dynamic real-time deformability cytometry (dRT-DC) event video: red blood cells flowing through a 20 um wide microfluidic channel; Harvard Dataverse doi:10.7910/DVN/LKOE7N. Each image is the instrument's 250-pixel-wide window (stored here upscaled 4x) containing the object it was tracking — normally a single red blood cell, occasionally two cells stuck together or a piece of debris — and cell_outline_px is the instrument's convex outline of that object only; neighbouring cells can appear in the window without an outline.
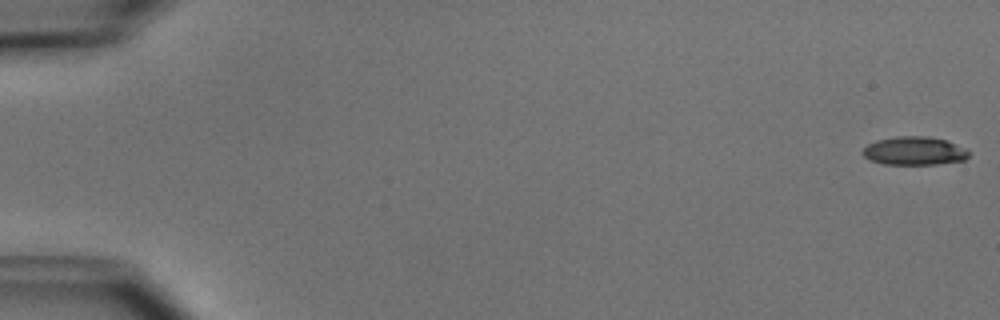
{"species": "common noctule bat (a hibernating species)", "species_latin": "Nyctalus noctula", "temperature_condition": "cold", "stored_images_in_passage": 6, "camera_frame_rate_fps": 3000, "um_per_image_px": 0.085, "animal": {"sex": "male", "body_mass_g": 15.6}, "frame": {"image": 1, "passage_image": 1, "time_ms": 0.0, "image_size_px": [1000, 320], "cell_outline_px": [[968, 156], [964, 160], [936, 164], [884, 164], [868, 160], [860, 152], [868, 144], [876, 140], [896, 136], [928, 136], [944, 140], [968, 148]], "centroid_in_image_um": [77.69, 12.82], "position_along_channel_um": 7.3, "area_um2": 17.63}}